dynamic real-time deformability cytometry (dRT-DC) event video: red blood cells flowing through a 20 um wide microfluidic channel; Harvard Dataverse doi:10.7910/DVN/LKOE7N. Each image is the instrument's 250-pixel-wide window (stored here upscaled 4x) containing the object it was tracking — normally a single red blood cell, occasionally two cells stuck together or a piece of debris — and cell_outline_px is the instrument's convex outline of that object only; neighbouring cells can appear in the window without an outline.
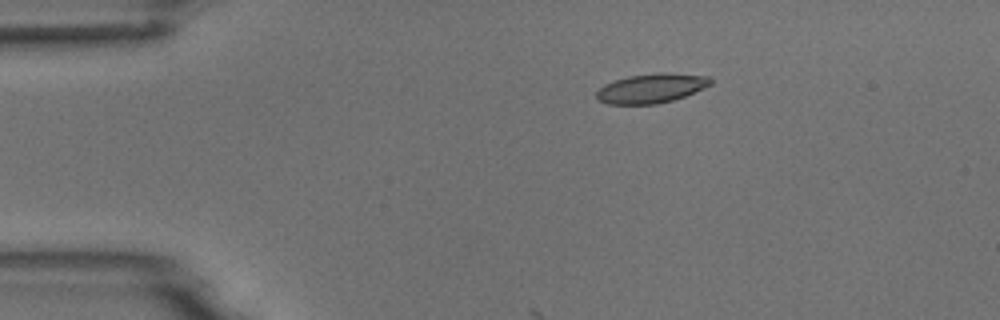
{"species": "common noctule bat (a hibernating species)", "species_latin": "Nyctalus noctula", "temperature_condition": "room temperature", "stored_images_in_passage": 4, "camera_frame_rate_fps": 3000, "um_per_image_px": 0.085, "animal": {"sex": "male", "body_mass_g": 18.8}, "frame": {"image": 1, "passage_image": 1, "time_ms": 0.0, "image_size_px": [1000, 320], "cell_outline_px": [[712, 84], [684, 96], [672, 100], [656, 104], [608, 104], [596, 100], [596, 92], [604, 84], [628, 76], [660, 72], [712, 76]], "centroid_in_image_um": [55.35, 7.5], "position_along_channel_um": 29.6, "area_um2": 19.54}}
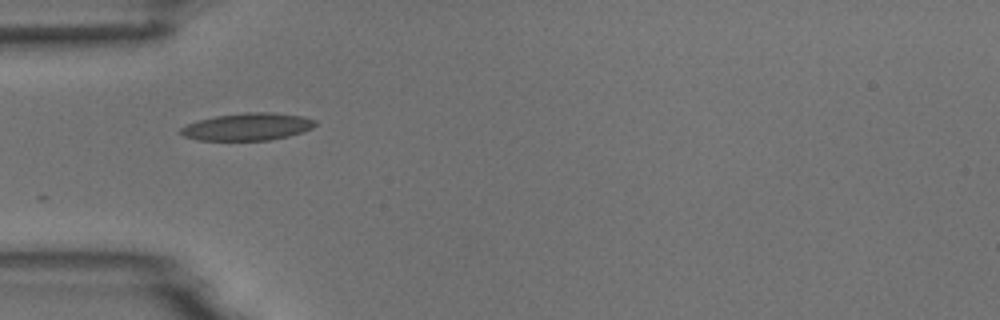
{"frame": {"image": 2, "passage_image": 3, "time_ms": 0.667, "image_size_px": [1000, 320], "cell_outline_px": [[316, 124], [312, 128], [288, 136], [268, 140], [196, 140], [184, 136], [180, 132], [180, 128], [188, 124], [200, 120], [216, 116], [244, 112], [268, 112], [304, 116], [316, 120]], "centroid_in_image_um": [21.05, 10.77], "position_along_channel_um": 64.0, "area_um2": 21.27}}